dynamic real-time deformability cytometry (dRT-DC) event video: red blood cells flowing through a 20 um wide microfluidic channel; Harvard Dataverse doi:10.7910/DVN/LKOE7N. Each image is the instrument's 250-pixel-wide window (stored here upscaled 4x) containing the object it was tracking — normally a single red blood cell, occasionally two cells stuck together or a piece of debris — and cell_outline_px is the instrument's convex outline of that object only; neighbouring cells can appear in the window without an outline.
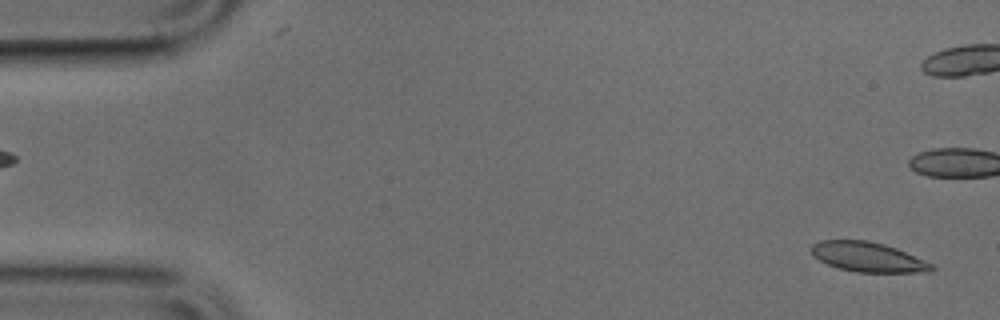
{"species": "common noctule bat (a hibernating species)", "species_latin": "Nyctalus noctula", "temperature_condition": "cold", "stored_images_in_passage": 13, "camera_frame_rate_fps": 3000, "um_per_image_px": 0.085, "animal": {"sex": "male", "body_mass_g": 17.9, "forearm_length_mm": 54.2}, "frame": {"image": 1, "passage_image": 1, "time_ms": 0.0, "image_size_px": [1000, 320], "cell_outline_px": [[936, 268], [932, 272], [856, 272], [840, 268], [828, 264], [812, 256], [812, 244], [820, 240], [868, 240], [884, 244], [896, 248], [932, 264]], "centroid_in_image_um": [73.77, 21.84], "position_along_channel_um": 11.2, "area_um2": 20.69}}